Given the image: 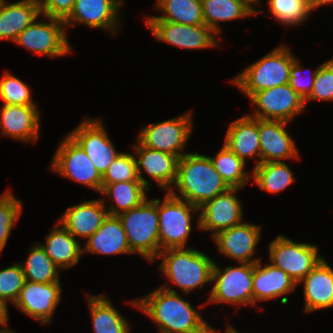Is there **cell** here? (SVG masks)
Segmentation results:
<instances>
[{"label":"cell","mask_w":333,"mask_h":333,"mask_svg":"<svg viewBox=\"0 0 333 333\" xmlns=\"http://www.w3.org/2000/svg\"><path fill=\"white\" fill-rule=\"evenodd\" d=\"M229 189L209 156L196 152L179 158L177 179L170 193L199 208Z\"/></svg>","instance_id":"7a4b0ae2"},{"label":"cell","mask_w":333,"mask_h":333,"mask_svg":"<svg viewBox=\"0 0 333 333\" xmlns=\"http://www.w3.org/2000/svg\"><path fill=\"white\" fill-rule=\"evenodd\" d=\"M43 18L48 22H38L36 19L17 36L14 43L29 49L34 55L40 54L51 58L71 53L64 21L47 16Z\"/></svg>","instance_id":"8fae6325"},{"label":"cell","mask_w":333,"mask_h":333,"mask_svg":"<svg viewBox=\"0 0 333 333\" xmlns=\"http://www.w3.org/2000/svg\"><path fill=\"white\" fill-rule=\"evenodd\" d=\"M16 2L31 4V5L38 7L39 9H41L44 6L46 0H22V1L20 0V1H16Z\"/></svg>","instance_id":"bcb514c9"},{"label":"cell","mask_w":333,"mask_h":333,"mask_svg":"<svg viewBox=\"0 0 333 333\" xmlns=\"http://www.w3.org/2000/svg\"><path fill=\"white\" fill-rule=\"evenodd\" d=\"M94 333H130V322L104 294L87 295Z\"/></svg>","instance_id":"f1b7e54d"},{"label":"cell","mask_w":333,"mask_h":333,"mask_svg":"<svg viewBox=\"0 0 333 333\" xmlns=\"http://www.w3.org/2000/svg\"><path fill=\"white\" fill-rule=\"evenodd\" d=\"M215 170L230 188L245 187L252 174L245 171L246 163L232 152L224 143L215 157L209 156Z\"/></svg>","instance_id":"e575fe53"},{"label":"cell","mask_w":333,"mask_h":333,"mask_svg":"<svg viewBox=\"0 0 333 333\" xmlns=\"http://www.w3.org/2000/svg\"><path fill=\"white\" fill-rule=\"evenodd\" d=\"M61 282L25 281L14 306L41 324L52 323V316L62 297Z\"/></svg>","instance_id":"e0dca14e"},{"label":"cell","mask_w":333,"mask_h":333,"mask_svg":"<svg viewBox=\"0 0 333 333\" xmlns=\"http://www.w3.org/2000/svg\"><path fill=\"white\" fill-rule=\"evenodd\" d=\"M288 122L258 118L261 163L299 159L294 139L286 129Z\"/></svg>","instance_id":"ffe728a7"},{"label":"cell","mask_w":333,"mask_h":333,"mask_svg":"<svg viewBox=\"0 0 333 333\" xmlns=\"http://www.w3.org/2000/svg\"><path fill=\"white\" fill-rule=\"evenodd\" d=\"M161 16H147L145 21H168L185 25H204L201 0H157Z\"/></svg>","instance_id":"1f68e13d"},{"label":"cell","mask_w":333,"mask_h":333,"mask_svg":"<svg viewBox=\"0 0 333 333\" xmlns=\"http://www.w3.org/2000/svg\"><path fill=\"white\" fill-rule=\"evenodd\" d=\"M333 100V57L317 67V73L310 95L304 104L310 101Z\"/></svg>","instance_id":"60d3db41"},{"label":"cell","mask_w":333,"mask_h":333,"mask_svg":"<svg viewBox=\"0 0 333 333\" xmlns=\"http://www.w3.org/2000/svg\"><path fill=\"white\" fill-rule=\"evenodd\" d=\"M252 4H254L255 6H257L258 4H260L261 0H249Z\"/></svg>","instance_id":"681fc988"},{"label":"cell","mask_w":333,"mask_h":333,"mask_svg":"<svg viewBox=\"0 0 333 333\" xmlns=\"http://www.w3.org/2000/svg\"><path fill=\"white\" fill-rule=\"evenodd\" d=\"M148 188L140 181L102 183L100 194L112 200L113 204L105 205L109 215H119L138 207L147 199Z\"/></svg>","instance_id":"4dcf8cb0"},{"label":"cell","mask_w":333,"mask_h":333,"mask_svg":"<svg viewBox=\"0 0 333 333\" xmlns=\"http://www.w3.org/2000/svg\"><path fill=\"white\" fill-rule=\"evenodd\" d=\"M22 200L8 189L0 196V253L5 248L13 226L23 212Z\"/></svg>","instance_id":"74e56055"},{"label":"cell","mask_w":333,"mask_h":333,"mask_svg":"<svg viewBox=\"0 0 333 333\" xmlns=\"http://www.w3.org/2000/svg\"><path fill=\"white\" fill-rule=\"evenodd\" d=\"M272 17L284 27H294L305 22L313 12L308 0H267Z\"/></svg>","instance_id":"d590c367"},{"label":"cell","mask_w":333,"mask_h":333,"mask_svg":"<svg viewBox=\"0 0 333 333\" xmlns=\"http://www.w3.org/2000/svg\"><path fill=\"white\" fill-rule=\"evenodd\" d=\"M105 204L102 198L73 205L67 208L58 222L76 239L87 240L102 226L107 217Z\"/></svg>","instance_id":"7402d4cb"},{"label":"cell","mask_w":333,"mask_h":333,"mask_svg":"<svg viewBox=\"0 0 333 333\" xmlns=\"http://www.w3.org/2000/svg\"><path fill=\"white\" fill-rule=\"evenodd\" d=\"M24 282L25 275L21 262H15L13 265L0 270V300L7 306L9 302L13 305L23 288Z\"/></svg>","instance_id":"f35d334b"},{"label":"cell","mask_w":333,"mask_h":333,"mask_svg":"<svg viewBox=\"0 0 333 333\" xmlns=\"http://www.w3.org/2000/svg\"><path fill=\"white\" fill-rule=\"evenodd\" d=\"M140 181L134 153L121 152L102 176V183Z\"/></svg>","instance_id":"ab89813d"},{"label":"cell","mask_w":333,"mask_h":333,"mask_svg":"<svg viewBox=\"0 0 333 333\" xmlns=\"http://www.w3.org/2000/svg\"><path fill=\"white\" fill-rule=\"evenodd\" d=\"M40 16L42 17L40 9L34 5L3 0L0 5V41L14 42Z\"/></svg>","instance_id":"f546056e"},{"label":"cell","mask_w":333,"mask_h":333,"mask_svg":"<svg viewBox=\"0 0 333 333\" xmlns=\"http://www.w3.org/2000/svg\"><path fill=\"white\" fill-rule=\"evenodd\" d=\"M29 249L25 262L21 263L25 281L41 284L60 282L59 267L46 255L39 242Z\"/></svg>","instance_id":"836d02e7"},{"label":"cell","mask_w":333,"mask_h":333,"mask_svg":"<svg viewBox=\"0 0 333 333\" xmlns=\"http://www.w3.org/2000/svg\"><path fill=\"white\" fill-rule=\"evenodd\" d=\"M309 7L313 11L318 7H322L323 5L333 4V0H308Z\"/></svg>","instance_id":"f6af8a7d"},{"label":"cell","mask_w":333,"mask_h":333,"mask_svg":"<svg viewBox=\"0 0 333 333\" xmlns=\"http://www.w3.org/2000/svg\"><path fill=\"white\" fill-rule=\"evenodd\" d=\"M199 208L166 192L164 200L158 198L160 251L171 248H188L192 232V217Z\"/></svg>","instance_id":"52a82bcc"},{"label":"cell","mask_w":333,"mask_h":333,"mask_svg":"<svg viewBox=\"0 0 333 333\" xmlns=\"http://www.w3.org/2000/svg\"><path fill=\"white\" fill-rule=\"evenodd\" d=\"M0 333H16L15 331H13V329H10L8 327L5 328H1L0 329Z\"/></svg>","instance_id":"c3c4849f"},{"label":"cell","mask_w":333,"mask_h":333,"mask_svg":"<svg viewBox=\"0 0 333 333\" xmlns=\"http://www.w3.org/2000/svg\"><path fill=\"white\" fill-rule=\"evenodd\" d=\"M261 238L259 225L242 222L212 237L218 251L237 263L254 264L260 261L254 253Z\"/></svg>","instance_id":"ac0fdd59"},{"label":"cell","mask_w":333,"mask_h":333,"mask_svg":"<svg viewBox=\"0 0 333 333\" xmlns=\"http://www.w3.org/2000/svg\"><path fill=\"white\" fill-rule=\"evenodd\" d=\"M304 285L306 313L333 307V269L323 258L297 285Z\"/></svg>","instance_id":"cb8c5ba5"},{"label":"cell","mask_w":333,"mask_h":333,"mask_svg":"<svg viewBox=\"0 0 333 333\" xmlns=\"http://www.w3.org/2000/svg\"><path fill=\"white\" fill-rule=\"evenodd\" d=\"M156 40L184 49H209L219 45L216 33L204 25H185L168 21H145Z\"/></svg>","instance_id":"9a60e30c"},{"label":"cell","mask_w":333,"mask_h":333,"mask_svg":"<svg viewBox=\"0 0 333 333\" xmlns=\"http://www.w3.org/2000/svg\"><path fill=\"white\" fill-rule=\"evenodd\" d=\"M124 0H75L70 16L64 21L66 29L76 23L94 29H104L114 36L118 31L119 11ZM75 23V24H74Z\"/></svg>","instance_id":"d6986e66"},{"label":"cell","mask_w":333,"mask_h":333,"mask_svg":"<svg viewBox=\"0 0 333 333\" xmlns=\"http://www.w3.org/2000/svg\"><path fill=\"white\" fill-rule=\"evenodd\" d=\"M159 271L188 295L196 288L211 283L214 262L205 253L191 248H171L160 251Z\"/></svg>","instance_id":"3957f363"},{"label":"cell","mask_w":333,"mask_h":333,"mask_svg":"<svg viewBox=\"0 0 333 333\" xmlns=\"http://www.w3.org/2000/svg\"><path fill=\"white\" fill-rule=\"evenodd\" d=\"M160 333H209L211 325L169 283L131 302Z\"/></svg>","instance_id":"6da1fadb"},{"label":"cell","mask_w":333,"mask_h":333,"mask_svg":"<svg viewBox=\"0 0 333 333\" xmlns=\"http://www.w3.org/2000/svg\"><path fill=\"white\" fill-rule=\"evenodd\" d=\"M240 188H230L199 207L197 227L201 231H211L212 237L243 222L242 203L238 199ZM237 193V194H236Z\"/></svg>","instance_id":"5bb4252c"},{"label":"cell","mask_w":333,"mask_h":333,"mask_svg":"<svg viewBox=\"0 0 333 333\" xmlns=\"http://www.w3.org/2000/svg\"><path fill=\"white\" fill-rule=\"evenodd\" d=\"M32 90L19 77L6 72L0 79V99L6 105H36L32 100Z\"/></svg>","instance_id":"8d00e7d4"},{"label":"cell","mask_w":333,"mask_h":333,"mask_svg":"<svg viewBox=\"0 0 333 333\" xmlns=\"http://www.w3.org/2000/svg\"><path fill=\"white\" fill-rule=\"evenodd\" d=\"M294 60L288 45L281 44L247 66L231 81L250 98L255 92L287 84Z\"/></svg>","instance_id":"277c9868"},{"label":"cell","mask_w":333,"mask_h":333,"mask_svg":"<svg viewBox=\"0 0 333 333\" xmlns=\"http://www.w3.org/2000/svg\"><path fill=\"white\" fill-rule=\"evenodd\" d=\"M269 262L283 270L297 284L323 259L317 245L297 243L278 235L268 245Z\"/></svg>","instance_id":"30bf717a"},{"label":"cell","mask_w":333,"mask_h":333,"mask_svg":"<svg viewBox=\"0 0 333 333\" xmlns=\"http://www.w3.org/2000/svg\"><path fill=\"white\" fill-rule=\"evenodd\" d=\"M237 267L228 266L224 270L214 262L212 269L213 287L207 304L227 303L233 306H253L254 264L238 263Z\"/></svg>","instance_id":"8992f818"},{"label":"cell","mask_w":333,"mask_h":333,"mask_svg":"<svg viewBox=\"0 0 333 333\" xmlns=\"http://www.w3.org/2000/svg\"><path fill=\"white\" fill-rule=\"evenodd\" d=\"M205 25L221 35L222 22H230L263 12L249 0H201Z\"/></svg>","instance_id":"83f0119b"},{"label":"cell","mask_w":333,"mask_h":333,"mask_svg":"<svg viewBox=\"0 0 333 333\" xmlns=\"http://www.w3.org/2000/svg\"><path fill=\"white\" fill-rule=\"evenodd\" d=\"M100 118H84L68 135L84 150L103 176L121 153L115 148Z\"/></svg>","instance_id":"7c38bea8"},{"label":"cell","mask_w":333,"mask_h":333,"mask_svg":"<svg viewBox=\"0 0 333 333\" xmlns=\"http://www.w3.org/2000/svg\"><path fill=\"white\" fill-rule=\"evenodd\" d=\"M75 0H46L40 9L42 16L65 21L71 14Z\"/></svg>","instance_id":"7bdbcfd3"},{"label":"cell","mask_w":333,"mask_h":333,"mask_svg":"<svg viewBox=\"0 0 333 333\" xmlns=\"http://www.w3.org/2000/svg\"><path fill=\"white\" fill-rule=\"evenodd\" d=\"M37 107L3 104L0 108L1 134L25 143H37L41 126Z\"/></svg>","instance_id":"44dd1931"},{"label":"cell","mask_w":333,"mask_h":333,"mask_svg":"<svg viewBox=\"0 0 333 333\" xmlns=\"http://www.w3.org/2000/svg\"><path fill=\"white\" fill-rule=\"evenodd\" d=\"M252 179L263 191L279 193L294 182L295 176L285 161H278L254 166Z\"/></svg>","instance_id":"d6a6232c"},{"label":"cell","mask_w":333,"mask_h":333,"mask_svg":"<svg viewBox=\"0 0 333 333\" xmlns=\"http://www.w3.org/2000/svg\"><path fill=\"white\" fill-rule=\"evenodd\" d=\"M46 255L62 270L75 266L83 255L81 243L59 222L45 237V243H39Z\"/></svg>","instance_id":"4316f807"},{"label":"cell","mask_w":333,"mask_h":333,"mask_svg":"<svg viewBox=\"0 0 333 333\" xmlns=\"http://www.w3.org/2000/svg\"><path fill=\"white\" fill-rule=\"evenodd\" d=\"M64 137L50 162V170L101 193L102 175L84 150L68 134Z\"/></svg>","instance_id":"9c48e42d"},{"label":"cell","mask_w":333,"mask_h":333,"mask_svg":"<svg viewBox=\"0 0 333 333\" xmlns=\"http://www.w3.org/2000/svg\"><path fill=\"white\" fill-rule=\"evenodd\" d=\"M192 111L178 117L145 125L139 131L137 140L142 146L166 152L181 158L194 126Z\"/></svg>","instance_id":"ba28073f"},{"label":"cell","mask_w":333,"mask_h":333,"mask_svg":"<svg viewBox=\"0 0 333 333\" xmlns=\"http://www.w3.org/2000/svg\"><path fill=\"white\" fill-rule=\"evenodd\" d=\"M132 253L154 262L160 253L158 198L146 199L138 207L118 215Z\"/></svg>","instance_id":"5b68a950"},{"label":"cell","mask_w":333,"mask_h":333,"mask_svg":"<svg viewBox=\"0 0 333 333\" xmlns=\"http://www.w3.org/2000/svg\"><path fill=\"white\" fill-rule=\"evenodd\" d=\"M83 254L100 255L133 254L130 250L122 222L117 215H107L102 226L87 240Z\"/></svg>","instance_id":"484cf974"},{"label":"cell","mask_w":333,"mask_h":333,"mask_svg":"<svg viewBox=\"0 0 333 333\" xmlns=\"http://www.w3.org/2000/svg\"><path fill=\"white\" fill-rule=\"evenodd\" d=\"M303 70L304 69L300 64V61L297 59V57H295V60L290 68L288 84L303 100H305L312 91V87L317 73V68L313 72H311V74L309 73V75H307L308 77H305V75L303 74ZM302 74L304 75V79Z\"/></svg>","instance_id":"b9f144b4"},{"label":"cell","mask_w":333,"mask_h":333,"mask_svg":"<svg viewBox=\"0 0 333 333\" xmlns=\"http://www.w3.org/2000/svg\"><path fill=\"white\" fill-rule=\"evenodd\" d=\"M8 325V306L0 300V326L2 328Z\"/></svg>","instance_id":"ee69618b"},{"label":"cell","mask_w":333,"mask_h":333,"mask_svg":"<svg viewBox=\"0 0 333 333\" xmlns=\"http://www.w3.org/2000/svg\"><path fill=\"white\" fill-rule=\"evenodd\" d=\"M209 333H218V332H217V330H215V328L210 327ZM225 333H239V332H238V330L233 328V326L231 324H227Z\"/></svg>","instance_id":"7dc6e473"},{"label":"cell","mask_w":333,"mask_h":333,"mask_svg":"<svg viewBox=\"0 0 333 333\" xmlns=\"http://www.w3.org/2000/svg\"><path fill=\"white\" fill-rule=\"evenodd\" d=\"M134 156L137 164V174L141 183L148 189L152 183L145 180L142 170L151 177L157 187L170 192L177 179L179 157L142 146L138 141L133 144ZM137 157V158H136Z\"/></svg>","instance_id":"2e32d148"},{"label":"cell","mask_w":333,"mask_h":333,"mask_svg":"<svg viewBox=\"0 0 333 333\" xmlns=\"http://www.w3.org/2000/svg\"><path fill=\"white\" fill-rule=\"evenodd\" d=\"M249 99L256 106L250 117L288 123L301 114L306 106L288 83L255 92Z\"/></svg>","instance_id":"4fadbf2b"},{"label":"cell","mask_w":333,"mask_h":333,"mask_svg":"<svg viewBox=\"0 0 333 333\" xmlns=\"http://www.w3.org/2000/svg\"><path fill=\"white\" fill-rule=\"evenodd\" d=\"M245 163L247 158L258 159L255 166L261 163L260 139L258 135V118L248 114L231 122L224 142ZM256 157V158H255Z\"/></svg>","instance_id":"d4e9b609"},{"label":"cell","mask_w":333,"mask_h":333,"mask_svg":"<svg viewBox=\"0 0 333 333\" xmlns=\"http://www.w3.org/2000/svg\"><path fill=\"white\" fill-rule=\"evenodd\" d=\"M252 288L253 306L258 301H270L279 297H282L281 304L286 305L288 302L286 295L297 288V283L283 270L271 263H267L263 267L260 260L254 263Z\"/></svg>","instance_id":"603a6c76"}]
</instances>
